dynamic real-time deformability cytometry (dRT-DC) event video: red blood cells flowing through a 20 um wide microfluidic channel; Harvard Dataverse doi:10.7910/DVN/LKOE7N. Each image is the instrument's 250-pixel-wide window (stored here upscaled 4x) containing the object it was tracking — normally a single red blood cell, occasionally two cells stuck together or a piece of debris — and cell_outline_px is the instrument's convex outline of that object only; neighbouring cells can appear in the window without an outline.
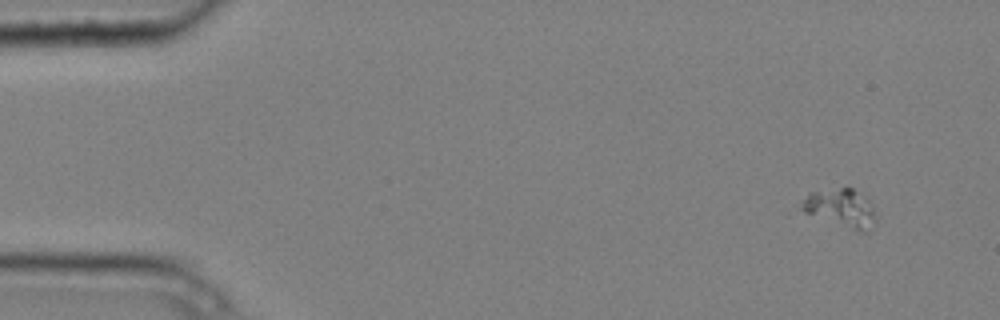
{"species": "common noctule bat (a hibernating species)", "species_latin": "Nyctalus noctula", "temperature_condition": "cold", "stored_images_in_passage": 4, "camera_frame_rate_fps": 3000, "um_per_image_px": 0.085, "animal": {"sex": "male", "body_mass_g": 20.4}, "frame": {"image": 1, "passage_image": 1, "time_ms": 0.0, "image_size_px": [1000, 320], "cell_outline_px": [[876, 220], [864, 232], [860, 232], [796, 212], [808, 192], [840, 188], [852, 188], [864, 196], [872, 204], [876, 216]], "centroid_in_image_um": [71.38, 17.7], "position_along_channel_um": 13.6, "area_um2": 16.94}}
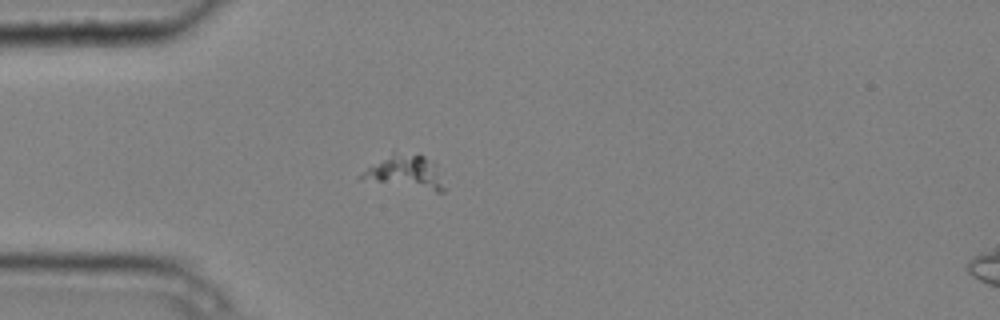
{"frame": {"image": 2, "passage_image": 3, "time_ms": 0.667, "image_size_px": [1000, 320], "cell_outline_px": [[444, 192], [436, 192], [360, 180], [360, 176], [368, 168], [392, 152], [420, 152], [432, 160], [436, 164], [444, 188]], "centroid_in_image_um": [34.5, 14.62], "position_along_channel_um": 50.5, "area_um2": 16.42}}